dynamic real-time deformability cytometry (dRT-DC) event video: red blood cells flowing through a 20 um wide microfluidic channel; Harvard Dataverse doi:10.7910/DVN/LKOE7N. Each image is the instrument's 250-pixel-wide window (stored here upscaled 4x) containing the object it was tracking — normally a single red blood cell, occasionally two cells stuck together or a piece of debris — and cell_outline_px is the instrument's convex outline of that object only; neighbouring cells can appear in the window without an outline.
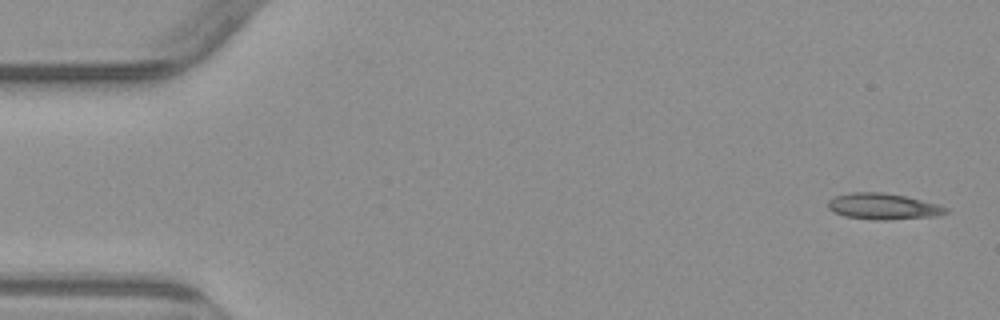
{"species": "common noctule bat (a hibernating species)", "species_latin": "Nyctalus noctula", "temperature_condition": "warm", "stored_images_in_passage": 4, "camera_frame_rate_fps": 3000, "um_per_image_px": 0.085, "animal": {"sex": "male", "body_mass_g": 23.1, "forearm_length_mm": 52.7}, "frame": {"image": 1, "passage_image": 1, "time_ms": 0.0, "image_size_px": [1000, 320], "cell_outline_px": [[948, 212], [940, 216], [888, 220], [872, 220], [844, 216], [832, 212], [828, 208], [828, 200], [836, 196], [852, 192], [884, 192], [904, 196], [940, 204], [948, 208]], "centroid_in_image_um": [75.09, 17.55], "position_along_channel_um": 9.9, "area_um2": 18.21}}
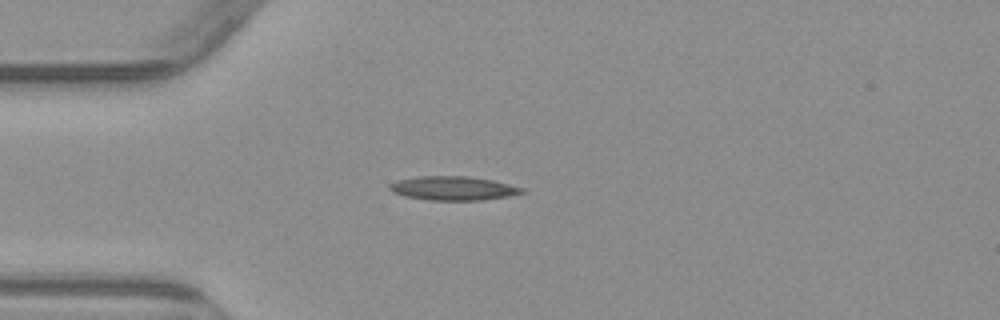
{"frame": {"image": 2, "passage_image": 4, "time_ms": 4.0, "image_size_px": [1000, 320], "cell_outline_px": [[528, 192], [512, 196], [484, 200], [432, 200], [404, 196], [392, 192], [388, 188], [388, 184], [400, 180], [416, 176], [468, 176], [492, 180], [524, 188]], "centroid_in_image_um": [38.56, 16.01], "position_along_channel_um": 46.4, "area_um2": 18.61}}